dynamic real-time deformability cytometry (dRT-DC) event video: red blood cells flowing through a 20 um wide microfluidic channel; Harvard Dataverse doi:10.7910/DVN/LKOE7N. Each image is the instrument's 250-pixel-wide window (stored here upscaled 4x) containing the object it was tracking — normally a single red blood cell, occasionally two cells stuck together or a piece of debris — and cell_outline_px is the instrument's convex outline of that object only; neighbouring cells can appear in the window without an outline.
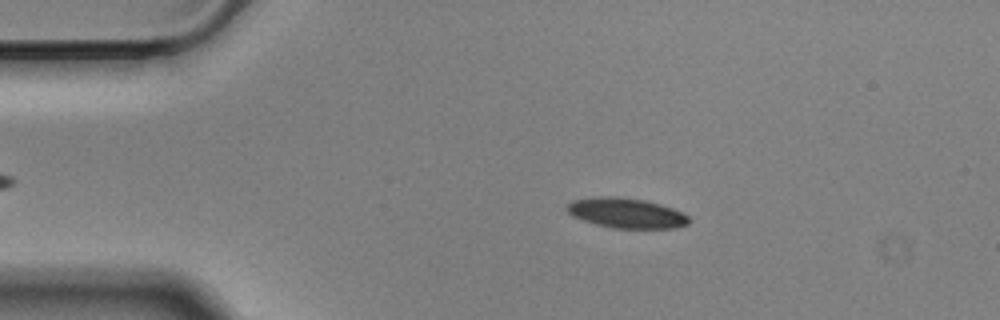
{"species": "Egyptian fruit bat (a non-hibernating species)", "species_latin": "Rousettus aegyptiacus", "temperature_condition": "cold", "stored_images_in_passage": 44, "camera_frame_rate_fps": 3000, "um_per_image_px": 0.085, "animal": {"sex": "male"}, "frame": {"image": 1, "passage_image": 10, "time_ms": 3.0, "image_size_px": [1000, 320], "cell_outline_px": [[688, 224], [676, 228], [612, 228], [596, 224], [572, 216], [564, 208], [572, 200], [600, 196], [616, 196], [644, 200], [660, 204], [672, 208], [688, 216]], "centroid_in_image_um": [53.2, 18.1], "position_along_channel_um": 31.8, "area_um2": 21.27}}
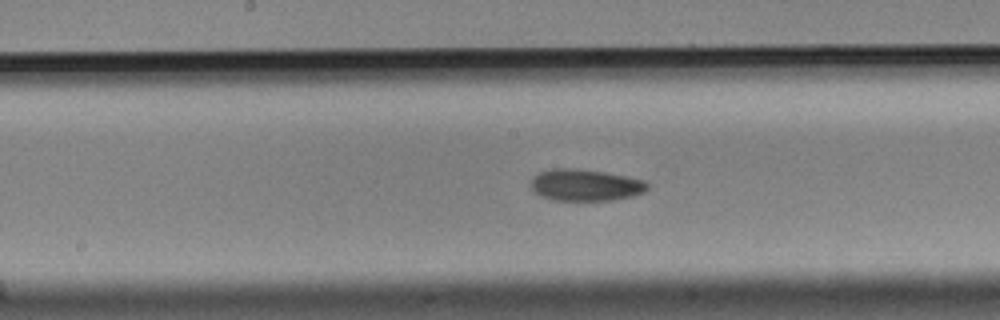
{"frame": {"image": 2, "passage_image": 28, "time_ms": 9.0, "image_size_px": [1000, 320], "cell_outline_px": [[648, 188], [644, 192], [632, 196], [612, 200], [548, 200], [540, 196], [532, 188], [532, 176], [540, 172], [552, 168], [576, 168], [604, 172], [644, 180], [648, 184]], "centroid_in_image_um": [49.73, 15.73], "position_along_channel_um": 198.5, "area_um2": 21.5}}
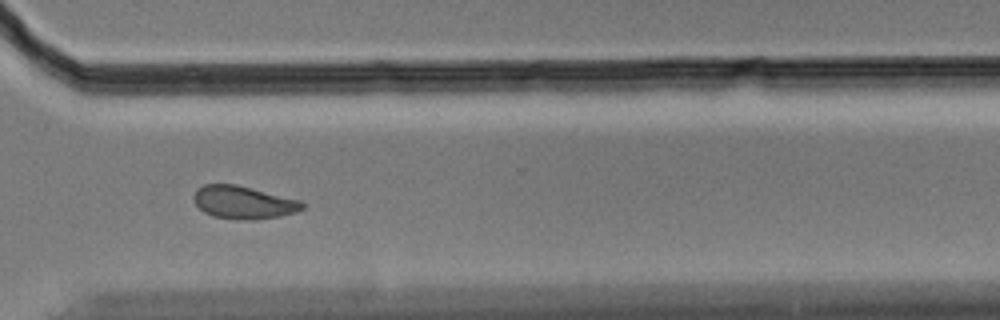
{"frame": {"image": 3, "passage_image": 41, "time_ms": 13.333, "image_size_px": [1000, 320], "cell_outline_px": [[304, 208], [296, 212], [280, 216], [252, 220], [244, 220], [212, 216], [204, 212], [196, 204], [192, 196], [196, 188], [204, 184], [236, 184], [300, 200], [304, 204]], "centroid_in_image_um": [20.67, 17.2], "position_along_channel_um": 349.9, "area_um2": 20.81}, "authors_computed_cell_mechanics": {"area_um2": 21.4438, "velocity_mm_per_s": 3.5024, "shape_relaxation_time_tau1_ms": 4.7129, "shape_relaxation_time_tau2_ms": 6.2208, "deformation_change_tau1": 0.0988, "deformation_change_tau2": 0.1076}}